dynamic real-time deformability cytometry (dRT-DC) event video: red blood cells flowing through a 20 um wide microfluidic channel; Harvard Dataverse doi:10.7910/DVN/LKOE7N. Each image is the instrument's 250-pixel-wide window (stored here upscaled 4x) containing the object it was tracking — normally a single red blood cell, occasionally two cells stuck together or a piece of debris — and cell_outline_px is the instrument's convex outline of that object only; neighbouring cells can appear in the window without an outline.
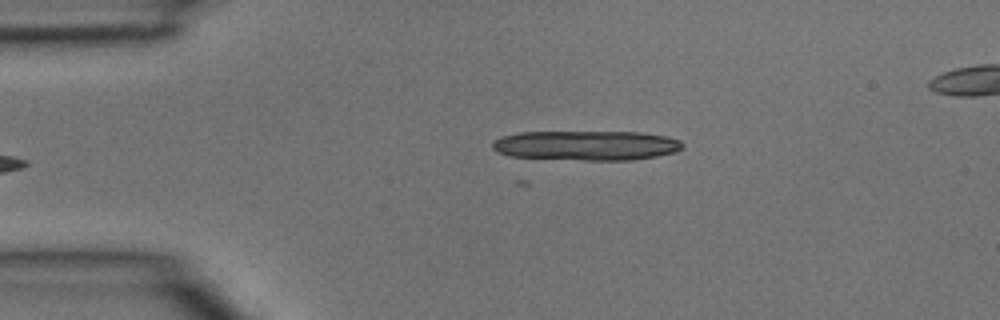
{"species": "common noctule bat (a hibernating species)", "species_latin": "Nyctalus noctula", "temperature_condition": "room temperature", "stored_images_in_passage": 5, "camera_frame_rate_fps": 3000, "um_per_image_px": 0.085, "animal": {"sex": "male", "body_mass_g": 15.6}, "frame": {"image": 1, "passage_image": 5, "time_ms": 1.333, "image_size_px": [1000, 320], "cell_outline_px": [[684, 148], [676, 152], [656, 156], [632, 160], [584, 160], [508, 156], [496, 152], [492, 148], [492, 144], [496, 140], [504, 136], [520, 132], [640, 132], [664, 136], [680, 140], [684, 144]], "centroid_in_image_um": [49.87, 12.37], "position_along_channel_um": 35.1, "area_um2": 32.95}}